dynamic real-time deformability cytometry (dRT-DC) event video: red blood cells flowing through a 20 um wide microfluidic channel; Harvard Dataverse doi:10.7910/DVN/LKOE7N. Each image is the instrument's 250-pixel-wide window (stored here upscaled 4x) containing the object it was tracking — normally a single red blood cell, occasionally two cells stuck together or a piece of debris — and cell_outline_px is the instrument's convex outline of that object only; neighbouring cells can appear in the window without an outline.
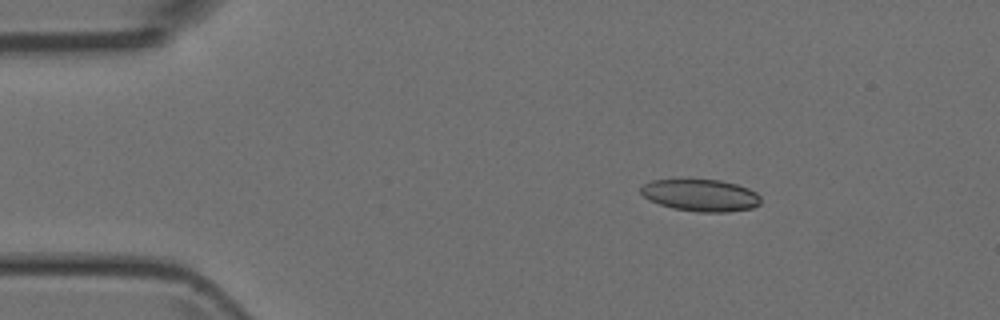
{"species": "Egyptian fruit bat (a non-hibernating species)", "species_latin": "Rousettus aegyptiacus", "temperature_condition": "room temperature", "stored_images_in_passage": 3, "camera_frame_rate_fps": 3000, "um_per_image_px": 0.085, "animal": {"sex": "female"}, "frame": {"image": 1, "passage_image": 1, "time_ms": 0.0, "image_size_px": [1000, 320], "cell_outline_px": [[760, 204], [752, 208], [728, 212], [700, 212], [672, 208], [660, 204], [644, 196], [640, 192], [640, 188], [644, 184], [652, 180], [720, 180], [736, 184], [748, 188], [756, 192], [760, 196]], "centroid_in_image_um": [59.58, 16.6], "position_along_channel_um": 25.4, "area_um2": 22.2}}
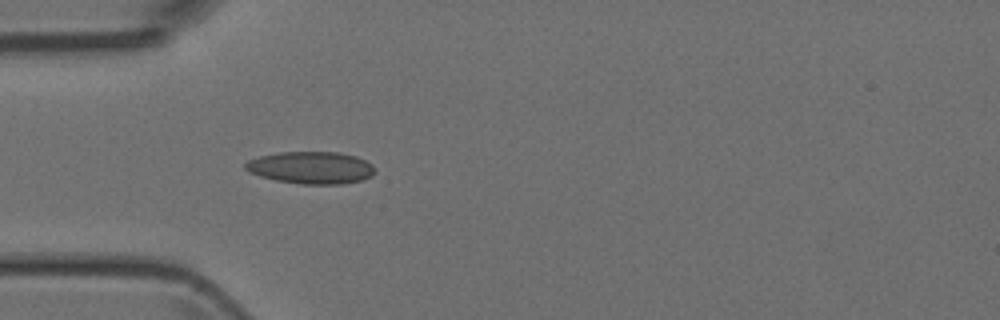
{"frame": {"image": 2, "passage_image": 3, "time_ms": 2.333, "image_size_px": [1000, 320], "cell_outline_px": [[376, 172], [372, 176], [360, 180], [340, 184], [300, 184], [276, 180], [260, 176], [244, 168], [244, 164], [248, 160], [260, 156], [280, 152], [340, 152], [356, 156], [372, 164], [376, 168]], "centroid_in_image_um": [26.47, 14.25], "position_along_channel_um": 58.5, "area_um2": 24.33}}